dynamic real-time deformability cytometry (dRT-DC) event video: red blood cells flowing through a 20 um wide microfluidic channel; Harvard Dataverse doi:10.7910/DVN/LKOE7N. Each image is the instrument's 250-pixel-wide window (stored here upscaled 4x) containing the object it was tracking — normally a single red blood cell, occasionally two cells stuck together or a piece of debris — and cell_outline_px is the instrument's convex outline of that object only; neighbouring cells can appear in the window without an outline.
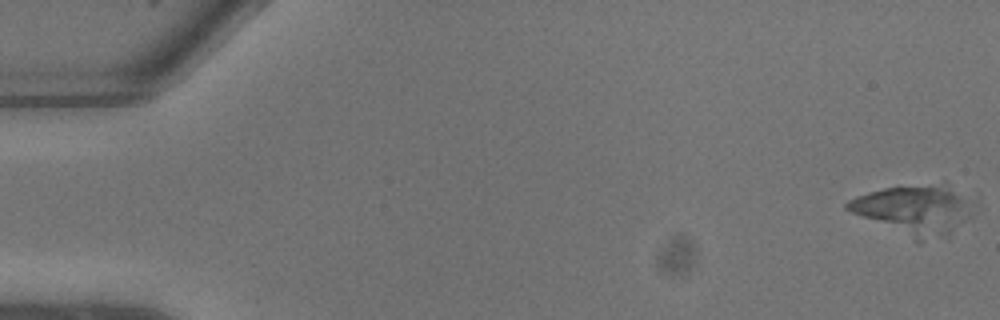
{"species": "common noctule bat (a hibernating species)", "species_latin": "Nyctalus noctula", "temperature_condition": "warm", "stored_images_in_passage": 3, "camera_frame_rate_fps": 3000, "um_per_image_px": 0.085, "animal": {"sex": "male", "body_mass_g": 13.3}, "frame": {"image": 1, "passage_image": 1, "time_ms": 0.0, "image_size_px": [1000, 320], "cell_outline_px": [[972, 216], [948, 232], [940, 232], [864, 216], [852, 212], [844, 208], [844, 204], [848, 200], [856, 196], [868, 192], [884, 188], [944, 180], [968, 204]], "centroid_in_image_um": [77.72, 17.5], "position_along_channel_um": 7.3, "area_um2": 30.75}}